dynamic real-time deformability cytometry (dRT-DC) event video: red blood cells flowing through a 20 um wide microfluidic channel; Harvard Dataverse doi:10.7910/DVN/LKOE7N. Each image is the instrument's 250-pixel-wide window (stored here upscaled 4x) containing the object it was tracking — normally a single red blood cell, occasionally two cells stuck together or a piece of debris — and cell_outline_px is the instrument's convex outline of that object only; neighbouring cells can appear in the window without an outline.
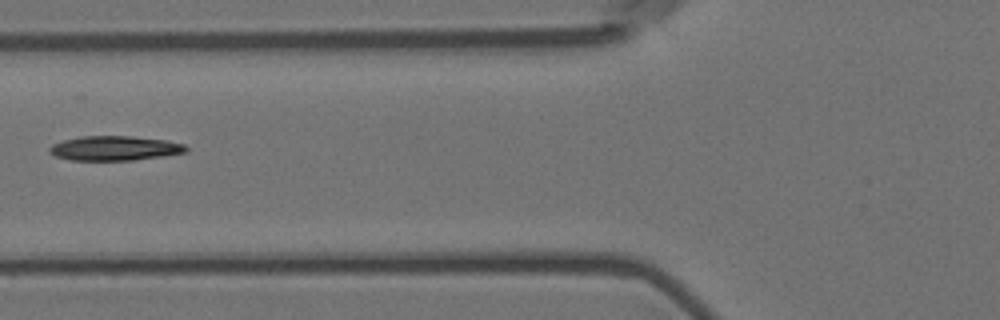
{"species": "Egyptian fruit bat (a non-hibernating species)", "species_latin": "Rousettus aegyptiacus", "temperature_condition": "room temperature", "stored_images_in_passage": 7, "camera_frame_rate_fps": 3000, "um_per_image_px": 0.085, "animal": {"sex": "female"}, "frame": {"image": 1, "passage_image": 7, "time_ms": 2.0, "image_size_px": [1000, 320], "cell_outline_px": [[188, 152], [164, 156], [132, 160], [72, 160], [56, 156], [48, 152], [48, 148], [52, 144], [64, 140], [80, 136], [132, 136], [164, 140], [184, 144], [188, 148]], "centroid_in_image_um": [9.75, 12.6], "position_along_channel_um": 116.1, "area_um2": 19.54}}